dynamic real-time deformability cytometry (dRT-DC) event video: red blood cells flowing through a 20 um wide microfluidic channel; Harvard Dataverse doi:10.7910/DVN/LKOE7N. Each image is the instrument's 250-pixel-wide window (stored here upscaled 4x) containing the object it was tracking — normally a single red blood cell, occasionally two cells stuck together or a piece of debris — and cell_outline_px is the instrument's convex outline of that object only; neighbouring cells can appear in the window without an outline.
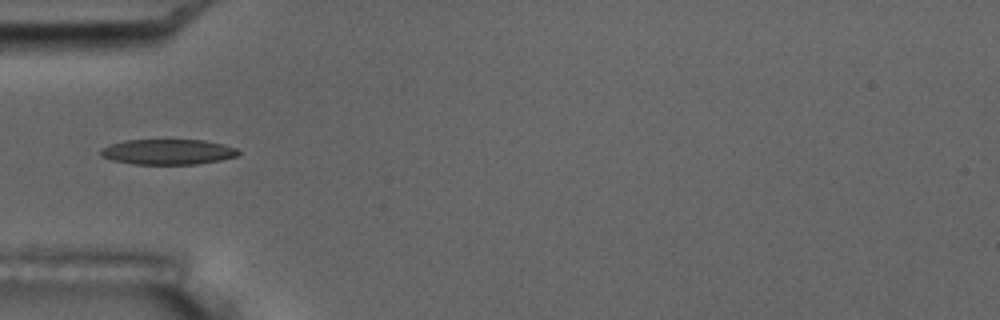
{"species": "common noctule bat (a hibernating species)", "species_latin": "Nyctalus noctula", "temperature_condition": "room temperature", "stored_images_in_passage": 9, "camera_frame_rate_fps": 3000, "um_per_image_px": 0.085, "animal": {"sex": "male", "body_mass_g": 17.5, "forearm_length_mm": 52.3}, "frame": {"image": 1, "passage_image": 6, "time_ms": 5.667, "image_size_px": [1000, 320], "cell_outline_px": [[240, 152], [236, 156], [220, 160], [196, 164], [132, 164], [112, 160], [100, 156], [100, 148], [124, 140], [204, 140], [224, 144], [236, 148]], "centroid_in_image_um": [14.25, 12.91], "position_along_channel_um": 70.8, "area_um2": 20.35}}
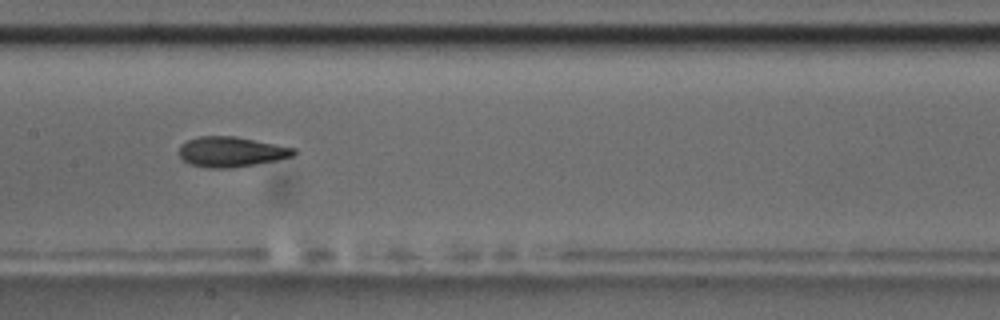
{"frame": {"image": 2, "passage_image": 9, "time_ms": 9.0, "image_size_px": [1000, 320], "cell_outline_px": [[296, 152], [292, 156], [276, 160], [256, 164], [232, 168], [208, 168], [188, 164], [180, 156], [180, 144], [188, 140], [200, 136], [236, 136], [296, 148]], "centroid_in_image_um": [19.64, 12.9], "position_along_channel_um": 187.8, "area_um2": 20.17}}